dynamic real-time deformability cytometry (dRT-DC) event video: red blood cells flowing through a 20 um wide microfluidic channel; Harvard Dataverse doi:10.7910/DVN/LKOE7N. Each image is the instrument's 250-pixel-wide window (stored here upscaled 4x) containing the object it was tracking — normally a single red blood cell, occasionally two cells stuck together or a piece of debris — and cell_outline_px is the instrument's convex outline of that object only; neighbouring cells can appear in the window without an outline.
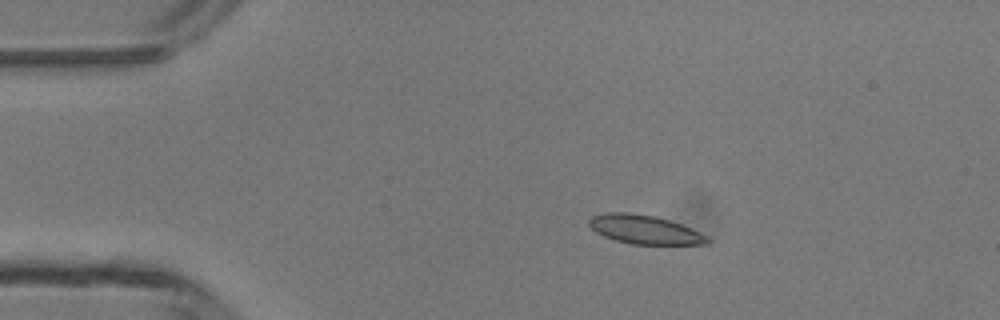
{"species": "common noctule bat (a hibernating species)", "species_latin": "Nyctalus noctula", "temperature_condition": "room temperature", "stored_images_in_passage": 5, "camera_frame_rate_fps": 3000, "um_per_image_px": 0.085, "animal": {"sex": "male", "body_mass_g": 13.3}, "frame": {"image": 1, "passage_image": 3, "time_ms": 2.0, "image_size_px": [1000, 320], "cell_outline_px": [[712, 240], [708, 244], [632, 244], [616, 240], [604, 236], [596, 232], [588, 224], [588, 220], [592, 216], [608, 212], [628, 212], [656, 216], [692, 228], [708, 236]], "centroid_in_image_um": [54.81, 19.51], "position_along_channel_um": 30.2, "area_um2": 19.88}}
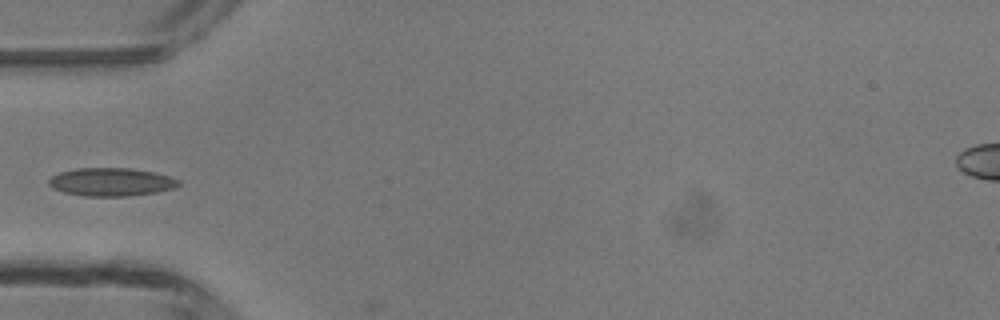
{"frame": {"image": 2, "passage_image": 5, "time_ms": 4.333, "image_size_px": [1000, 320], "cell_outline_px": [[180, 184], [176, 188], [156, 192], [128, 196], [84, 196], [64, 192], [52, 188], [48, 184], [48, 180], [52, 176], [60, 172], [76, 168], [128, 168], [152, 172], [168, 176], [180, 180]], "centroid_in_image_um": [9.44, 15.47], "position_along_channel_um": 75.6, "area_um2": 21.27}}